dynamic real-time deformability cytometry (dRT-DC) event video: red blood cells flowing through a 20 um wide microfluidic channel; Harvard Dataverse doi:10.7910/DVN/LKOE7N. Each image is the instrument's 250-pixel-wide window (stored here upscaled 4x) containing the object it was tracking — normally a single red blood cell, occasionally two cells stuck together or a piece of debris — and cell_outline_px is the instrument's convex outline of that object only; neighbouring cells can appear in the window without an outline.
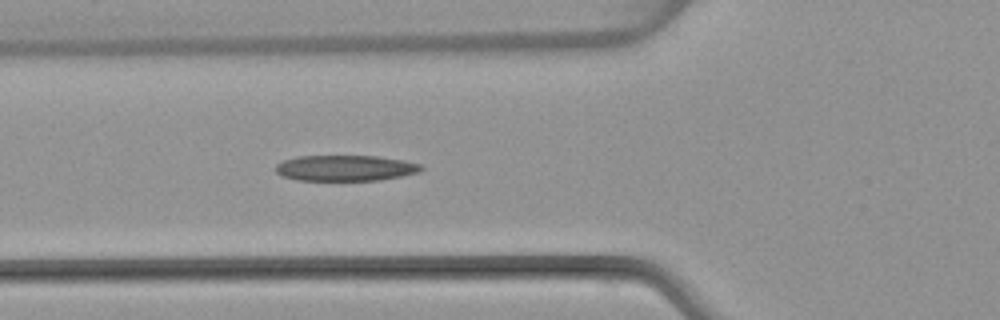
{"species": "common noctule bat (a hibernating species)", "species_latin": "Nyctalus noctula", "temperature_condition": "warm", "stored_images_in_passage": 4, "camera_frame_rate_fps": 3000, "um_per_image_px": 0.085, "animal": {"sex": "female", "body_mass_g": 22.7, "forearm_length_mm": 54.2}, "frame": {"image": 1, "passage_image": 4, "time_ms": 4.333, "image_size_px": [1000, 320], "cell_outline_px": [[424, 168], [420, 172], [380, 180], [296, 180], [284, 176], [276, 172], [276, 164], [284, 160], [296, 156], [376, 156], [404, 160], [420, 164]], "centroid_in_image_um": [29.37, 14.28], "position_along_channel_um": 96.4, "area_um2": 21.79}}